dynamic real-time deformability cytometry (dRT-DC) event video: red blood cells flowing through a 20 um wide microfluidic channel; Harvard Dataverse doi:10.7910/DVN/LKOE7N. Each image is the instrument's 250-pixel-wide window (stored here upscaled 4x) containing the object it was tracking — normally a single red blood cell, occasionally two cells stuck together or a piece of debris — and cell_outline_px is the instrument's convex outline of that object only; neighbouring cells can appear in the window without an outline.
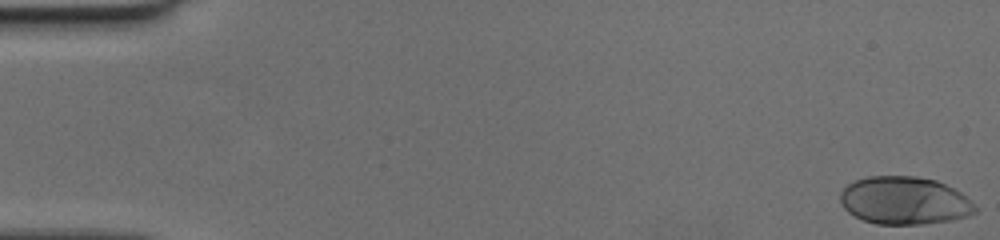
{"species": "human", "species_latin": "Homo sapiens", "temperature_condition": "cold", "stored_images_in_passage": 53, "camera_frame_rate_fps": 3000, "um_per_image_px": 0.085, "donor": {"sex": "female"}, "frame": {"image": 1, "passage_image": 1, "time_ms": 0.0, "image_size_px": [1000, 240], "cell_outline_px": [[976, 212], [968, 216], [952, 220], [924, 224], [876, 224], [864, 220], [848, 212], [844, 208], [840, 200], [840, 192], [848, 184], [856, 180], [868, 176], [916, 176], [936, 180], [960, 192], [976, 208]], "centroid_in_image_um": [76.85, 17.05], "position_along_channel_um": 8.1, "area_um2": 37.4}}
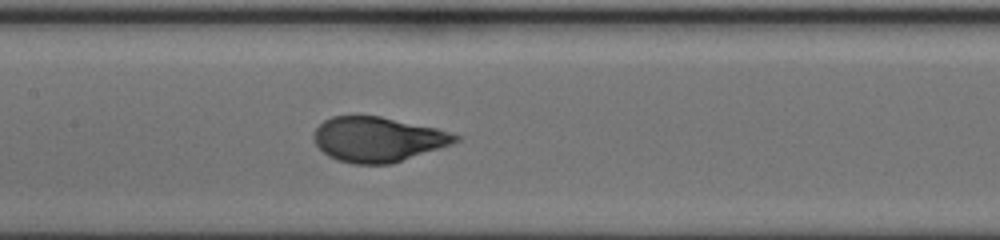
{"frame": {"image": 2, "passage_image": 29, "time_ms": 9.333, "image_size_px": [1000, 240], "cell_outline_px": [[460, 140], [452, 144], [392, 164], [352, 164], [336, 160], [328, 156], [312, 140], [312, 136], [316, 128], [324, 120], [332, 116], [380, 116], [436, 128], [460, 136]], "centroid_in_image_um": [32.09, 11.85], "position_along_channel_um": 175.3, "area_um2": 37.05}}
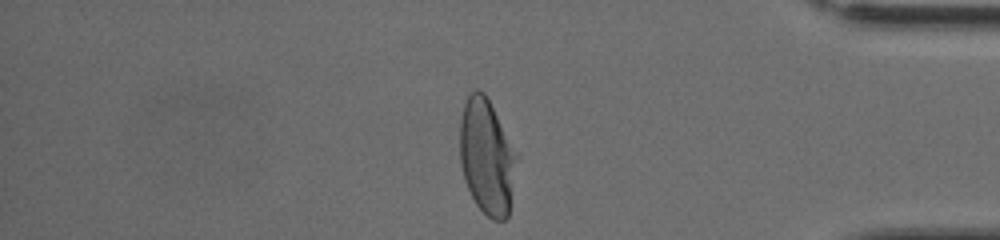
{"frame": {"image": 3, "passage_image": 50, "time_ms": 16.333, "image_size_px": [1000, 240], "cell_outline_px": [[520, 156], [508, 216], [504, 220], [492, 220], [476, 204], [464, 180], [460, 164], [460, 116], [464, 100], [476, 88], [484, 92]], "centroid_in_image_um": [41.4, 13.32], "position_along_channel_um": 393.8, "area_um2": 38.9}}